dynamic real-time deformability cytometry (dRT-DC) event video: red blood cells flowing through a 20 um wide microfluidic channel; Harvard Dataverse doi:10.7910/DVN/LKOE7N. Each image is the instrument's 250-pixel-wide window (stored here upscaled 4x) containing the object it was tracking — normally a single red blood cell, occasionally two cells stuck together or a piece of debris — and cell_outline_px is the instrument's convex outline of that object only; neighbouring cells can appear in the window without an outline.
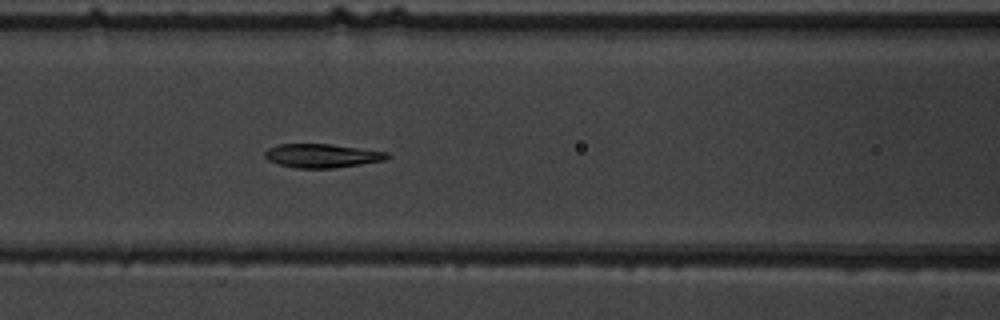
{"species": "common noctule bat (a hibernating species)", "species_latin": "Nyctalus noctula", "temperature_condition": "warm", "stored_images_in_passage": 7, "camera_frame_rate_fps": 3000, "um_per_image_px": 0.085, "animal": {"sex": "male", "body_mass_g": 19.5, "forearm_length_mm": 54.6}, "frame": {"image": 1, "passage_image": 7, "time_ms": 7.667, "image_size_px": [1000, 320], "cell_outline_px": [[392, 156], [384, 160], [360, 164], [332, 168], [296, 168], [280, 164], [268, 160], [264, 156], [264, 152], [268, 148], [280, 144], [332, 144], [388, 152]], "centroid_in_image_um": [27.38, 13.23], "position_along_channel_um": 139.2, "area_um2": 16.88}}